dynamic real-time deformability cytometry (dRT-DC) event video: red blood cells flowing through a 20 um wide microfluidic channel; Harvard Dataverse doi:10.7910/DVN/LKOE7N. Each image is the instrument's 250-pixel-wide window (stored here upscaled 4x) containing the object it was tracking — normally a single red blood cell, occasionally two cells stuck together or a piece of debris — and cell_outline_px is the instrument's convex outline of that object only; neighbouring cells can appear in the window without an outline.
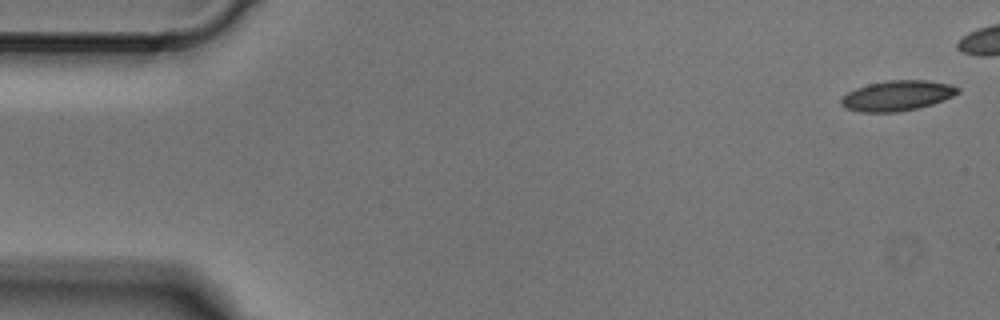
{"species": "Egyptian fruit bat (a non-hibernating species)", "species_latin": "Rousettus aegyptiacus", "temperature_condition": "cold", "stored_images_in_passage": 7, "camera_frame_rate_fps": 3000, "um_per_image_px": 0.085, "animal": {"sex": "male"}, "frame": {"image": 1, "passage_image": 1, "time_ms": 0.0, "image_size_px": [1000, 320], "cell_outline_px": [[960, 92], [944, 100], [932, 104], [900, 112], [860, 112], [844, 108], [840, 104], [840, 100], [848, 92], [856, 88], [868, 84], [888, 80], [928, 80], [948, 84], [960, 88]], "centroid_in_image_um": [76.25, 8.13], "position_along_channel_um": 8.8, "area_um2": 20.58}}
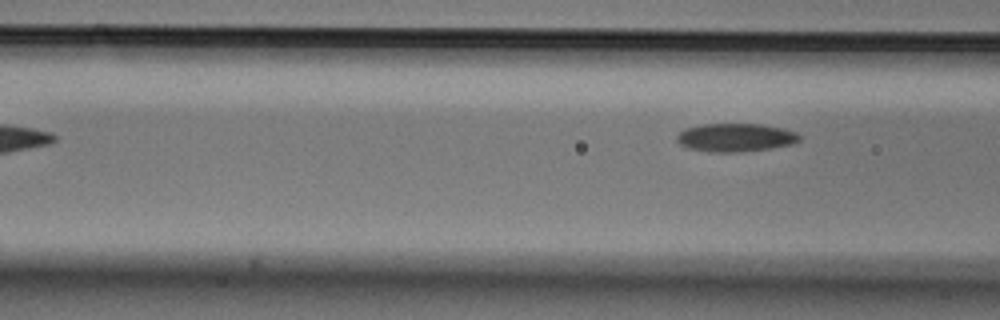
{"frame": {"image": 2, "passage_image": 7, "time_ms": 2.0, "image_size_px": [1000, 320], "cell_outline_px": [[800, 140], [792, 144], [772, 148], [740, 152], [708, 152], [688, 148], [680, 144], [676, 140], [676, 136], [684, 128], [704, 124], [760, 124], [780, 128], [796, 132], [800, 136]], "centroid_in_image_um": [62.49, 11.69], "position_along_channel_um": 104.1, "area_um2": 20.23}}